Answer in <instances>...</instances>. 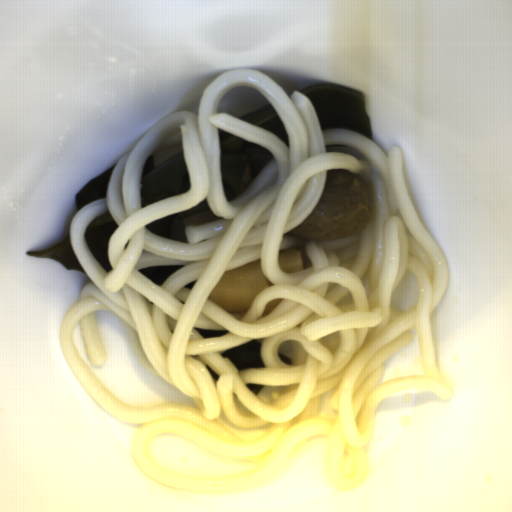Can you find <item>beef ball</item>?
<instances>
[{
    "instance_id": "1",
    "label": "beef ball",
    "mask_w": 512,
    "mask_h": 512,
    "mask_svg": "<svg viewBox=\"0 0 512 512\" xmlns=\"http://www.w3.org/2000/svg\"><path fill=\"white\" fill-rule=\"evenodd\" d=\"M372 209V191L358 174L325 170L323 192L313 211L286 233L319 241L349 238L366 231Z\"/></svg>"
}]
</instances>
